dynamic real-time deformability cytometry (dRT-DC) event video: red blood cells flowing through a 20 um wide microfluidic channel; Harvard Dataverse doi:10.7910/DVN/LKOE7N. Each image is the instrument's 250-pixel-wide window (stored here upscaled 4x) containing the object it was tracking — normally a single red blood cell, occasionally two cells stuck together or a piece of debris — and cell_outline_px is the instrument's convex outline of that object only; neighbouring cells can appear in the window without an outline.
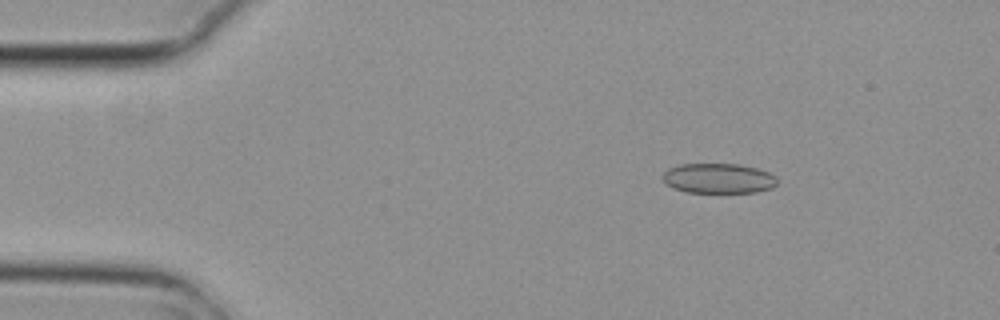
{"species": "common noctule bat (a hibernating species)", "species_latin": "Nyctalus noctula", "temperature_condition": "cold", "stored_images_in_passage": 3, "camera_frame_rate_fps": 3000, "um_per_image_px": 0.085, "animal": {"sex": "female", "body_mass_g": 29.2, "forearm_length_mm": 56.3}, "frame": {"image": 1, "passage_image": 1, "time_ms": 0.0, "image_size_px": [1000, 320], "cell_outline_px": [[776, 184], [772, 188], [756, 192], [688, 192], [672, 188], [664, 180], [664, 172], [668, 168], [680, 164], [740, 164], [756, 168], [768, 172], [776, 176]], "centroid_in_image_um": [61.08, 15.15], "position_along_channel_um": 23.9, "area_um2": 19.88}}
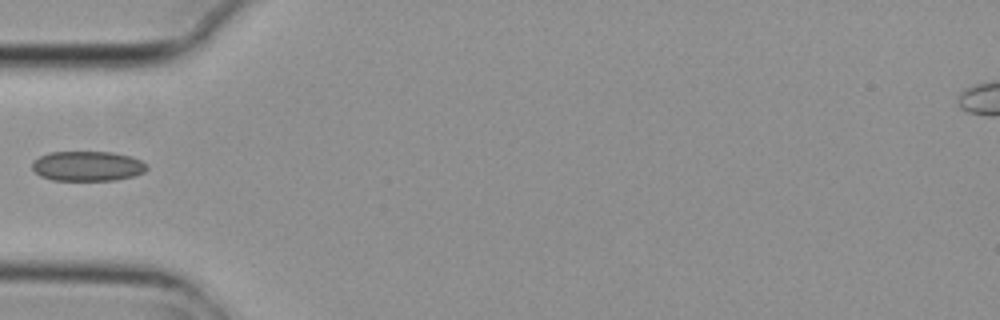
{"frame": {"image": 2, "passage_image": 3, "time_ms": 0.667, "image_size_px": [1000, 320], "cell_outline_px": [[148, 168], [144, 172], [132, 176], [116, 180], [52, 180], [40, 176], [32, 168], [32, 160], [40, 156], [52, 152], [112, 152], [132, 156], [148, 164]], "centroid_in_image_um": [7.45, 14.11], "position_along_channel_um": 77.6, "area_um2": 20.06}}